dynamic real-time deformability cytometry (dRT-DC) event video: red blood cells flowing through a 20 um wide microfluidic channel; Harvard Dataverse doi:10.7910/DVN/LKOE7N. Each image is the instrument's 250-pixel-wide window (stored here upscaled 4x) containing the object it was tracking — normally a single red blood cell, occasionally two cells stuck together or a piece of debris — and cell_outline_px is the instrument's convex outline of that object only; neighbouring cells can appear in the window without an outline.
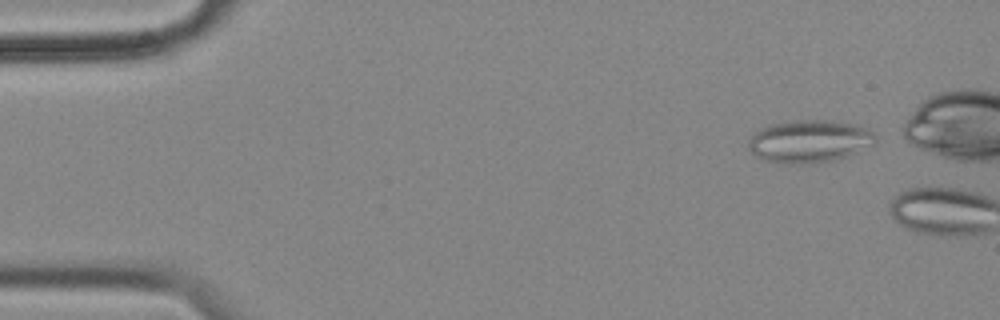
{"species": "common noctule bat (a hibernating species)", "species_latin": "Nyctalus noctula", "temperature_condition": "cold", "stored_images_in_passage": 2, "camera_frame_rate_fps": 3000, "um_per_image_px": 0.085, "animal": {"sex": "female", "body_mass_g": 18.4}, "frame": {"image": 1, "passage_image": 1, "time_ms": 0.0, "image_size_px": [1000, 320], "cell_outline_px": [[876, 144], [844, 156], [832, 160], [812, 164], [780, 164], [764, 160], [756, 156], [748, 148], [748, 140], [760, 128], [772, 124], [800, 120], [832, 120], [860, 124], [868, 128], [876, 136]], "centroid_in_image_um": [68.81, 12.01], "position_along_channel_um": 16.2, "area_um2": 31.79}}